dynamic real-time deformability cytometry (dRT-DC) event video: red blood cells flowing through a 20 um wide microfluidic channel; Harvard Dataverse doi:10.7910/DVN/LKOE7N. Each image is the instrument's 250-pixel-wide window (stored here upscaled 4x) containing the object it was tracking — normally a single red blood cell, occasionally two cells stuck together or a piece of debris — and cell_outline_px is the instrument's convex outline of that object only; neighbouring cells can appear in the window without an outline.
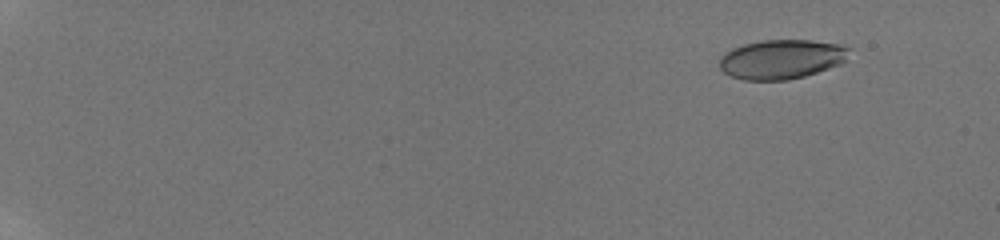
{"species": "human", "species_latin": "Homo sapiens", "temperature_condition": "room temperature", "stored_images_in_passage": 21, "camera_frame_rate_fps": 3000, "um_per_image_px": 0.085, "donor": {"sex": "male"}, "frame": {"image": 1, "passage_image": 4, "time_ms": 2.0, "image_size_px": [1000, 240], "cell_outline_px": [[852, 48], [844, 60], [840, 64], [804, 76], [788, 80], [744, 80], [732, 76], [724, 72], [720, 68], [720, 56], [724, 52], [732, 48], [744, 44], [764, 40], [812, 40], [840, 44]], "centroid_in_image_um": [66.42, 5.02], "position_along_channel_um": 18.6, "area_um2": 29.77}}
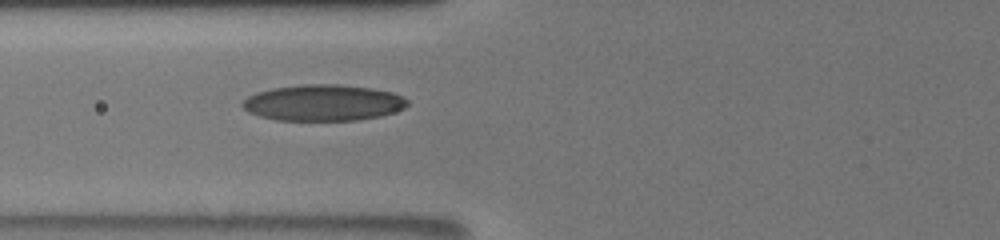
{"frame": {"image": 2, "passage_image": 18, "time_ms": 9.0, "image_size_px": [1000, 240], "cell_outline_px": [[408, 104], [404, 108], [380, 116], [356, 120], [276, 120], [260, 116], [248, 112], [240, 104], [248, 96], [256, 92], [272, 88], [304, 84], [340, 84], [372, 88], [392, 92], [404, 96], [408, 100]], "centroid_in_image_um": [27.47, 8.72], "position_along_channel_um": 98.3, "area_um2": 34.85}}
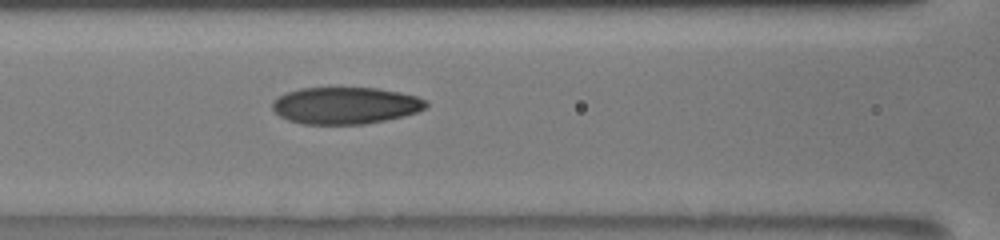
{"frame": {"image": 3, "passage_image": 21, "time_ms": 10.0, "image_size_px": [1000, 240], "cell_outline_px": [[428, 108], [404, 116], [364, 124], [304, 124], [288, 120], [280, 116], [272, 108], [272, 100], [288, 92], [300, 88], [376, 88], [400, 92], [416, 96], [424, 100], [428, 104]], "centroid_in_image_um": [29.36, 8.97], "position_along_channel_um": 137.2, "area_um2": 32.95}}